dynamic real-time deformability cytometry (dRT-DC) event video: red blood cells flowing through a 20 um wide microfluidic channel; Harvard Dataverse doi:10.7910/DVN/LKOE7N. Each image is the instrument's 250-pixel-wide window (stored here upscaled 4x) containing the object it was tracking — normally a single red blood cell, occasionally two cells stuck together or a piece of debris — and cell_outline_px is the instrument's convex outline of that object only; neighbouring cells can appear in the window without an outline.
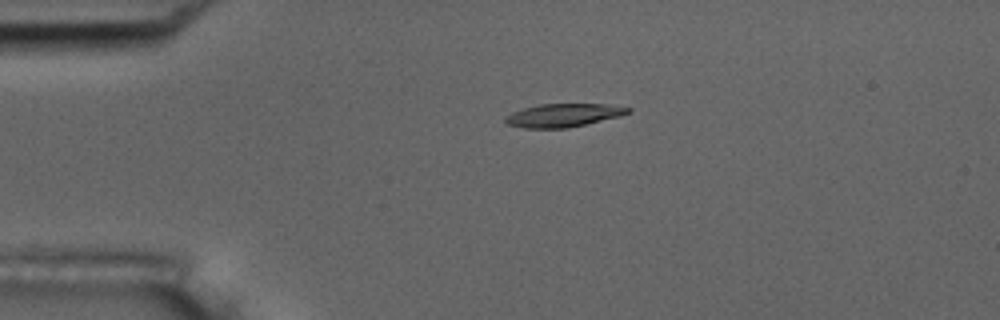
{"species": "common noctule bat (a hibernating species)", "species_latin": "Nyctalus noctula", "temperature_condition": "room temperature", "stored_images_in_passage": 2, "camera_frame_rate_fps": 3000, "um_per_image_px": 0.085, "animal": {"sex": "male", "body_mass_g": 17.5, "forearm_length_mm": 52.3}, "frame": {"image": 1, "passage_image": 1, "time_ms": 0.0, "image_size_px": [1000, 320], "cell_outline_px": [[632, 112], [620, 116], [568, 128], [524, 128], [504, 124], [504, 116], [512, 112], [524, 108], [540, 104], [608, 104], [632, 108]], "centroid_in_image_um": [47.87, 9.8], "position_along_channel_um": 37.1, "area_um2": 16.76}}